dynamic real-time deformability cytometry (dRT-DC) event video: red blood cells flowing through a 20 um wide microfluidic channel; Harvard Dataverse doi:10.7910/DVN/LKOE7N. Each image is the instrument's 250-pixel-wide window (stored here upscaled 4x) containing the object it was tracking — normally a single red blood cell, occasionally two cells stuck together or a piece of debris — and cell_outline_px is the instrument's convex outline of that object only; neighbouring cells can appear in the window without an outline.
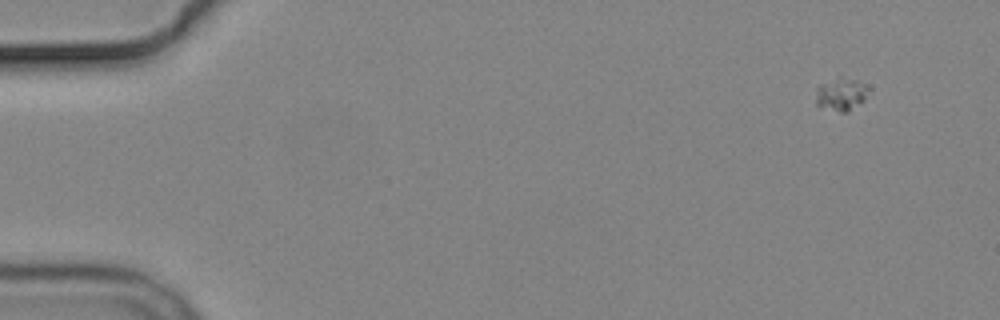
{"species": "common noctule bat (a hibernating species)", "species_latin": "Nyctalus noctula", "temperature_condition": "cold", "stored_images_in_passage": 4, "camera_frame_rate_fps": 3000, "um_per_image_px": 0.085, "animal": {"sex": "male", "body_mass_g": 19.2, "forearm_length_mm": 51.8}, "frame": {"image": 1, "passage_image": 1, "time_ms": 0.0, "image_size_px": [1000, 320], "cell_outline_px": [[872, 88], [864, 100], [848, 112], [840, 112], [816, 104], [816, 88], [820, 84], [836, 76], [840, 76], [856, 80]], "centroid_in_image_um": [71.52, 7.97], "position_along_channel_um": 13.5, "area_um2": 10.23}}
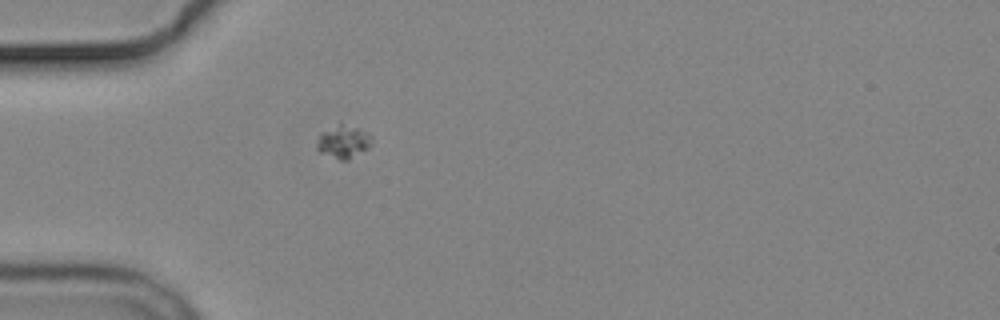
{"frame": {"image": 2, "passage_image": 4, "time_ms": 4.333, "image_size_px": [1000, 320], "cell_outline_px": [[372, 144], [348, 160], [340, 160], [320, 152], [316, 148], [316, 140], [320, 132], [340, 124], [356, 128], [372, 136]], "centroid_in_image_um": [29.14, 12.06], "position_along_channel_um": 55.9, "area_um2": 10.23}}